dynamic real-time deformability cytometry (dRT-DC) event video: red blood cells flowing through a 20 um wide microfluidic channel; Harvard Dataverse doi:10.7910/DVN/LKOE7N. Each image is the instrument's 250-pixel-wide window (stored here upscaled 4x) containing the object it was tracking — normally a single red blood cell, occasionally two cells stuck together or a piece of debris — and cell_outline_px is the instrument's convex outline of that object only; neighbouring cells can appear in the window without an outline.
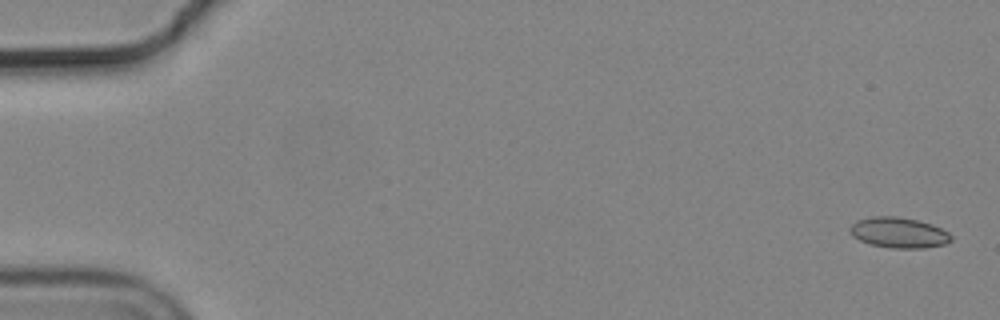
{"species": "common noctule bat (a hibernating species)", "species_latin": "Nyctalus noctula", "temperature_condition": "cold", "stored_images_in_passage": 56, "camera_frame_rate_fps": 3000, "um_per_image_px": 0.085, "animal": {"sex": "male", "body_mass_g": 19.2, "forearm_length_mm": 51.8}, "frame": {"image": 1, "passage_image": 2, "time_ms": 0.333, "image_size_px": [1000, 320], "cell_outline_px": [[952, 240], [944, 244], [924, 248], [892, 248], [872, 244], [860, 240], [852, 236], [848, 228], [856, 220], [872, 216], [896, 216], [916, 220], [932, 224], [948, 232], [952, 236]], "centroid_in_image_um": [76.38, 19.77], "position_along_channel_um": 8.6, "area_um2": 17.98}}
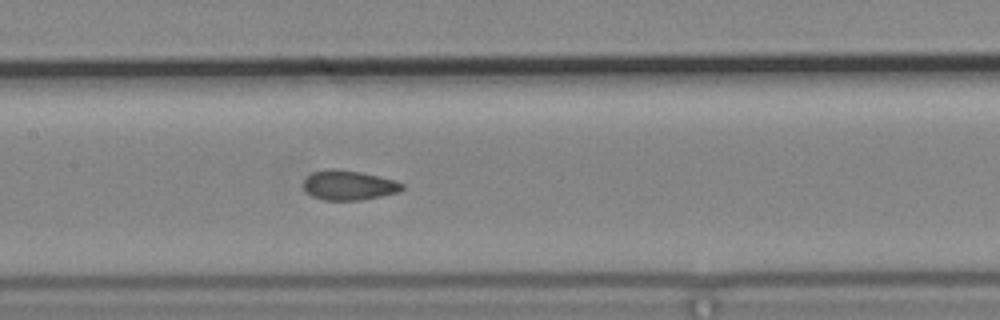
{"frame": {"image": 2, "passage_image": 28, "time_ms": 9.0, "image_size_px": [1000, 320], "cell_outline_px": [[404, 188], [400, 192], [360, 200], [324, 200], [312, 196], [304, 188], [304, 180], [312, 172], [328, 168], [336, 168], [360, 172], [396, 180], [404, 184]], "centroid_in_image_um": [29.66, 15.73], "position_along_channel_um": 177.7, "area_um2": 17.11}}
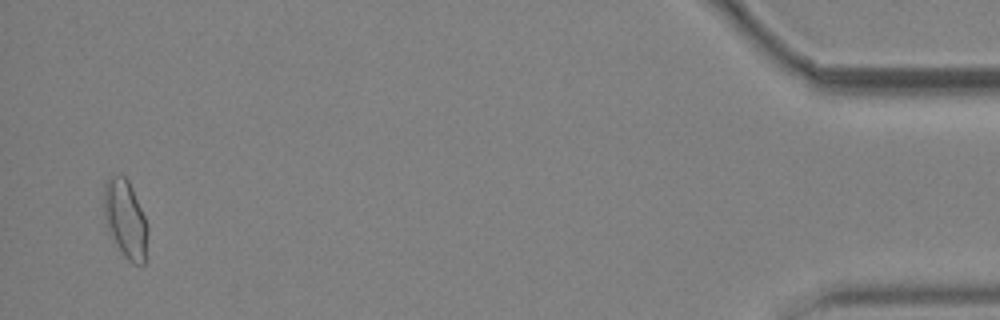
{"frame": {"image": 3, "passage_image": 55, "time_ms": 18.0, "image_size_px": [1000, 320], "cell_outline_px": [[148, 232], [144, 264], [132, 264], [124, 256], [108, 232], [104, 212], [104, 184], [108, 176], [124, 176], [128, 180], [132, 188], [148, 224]], "centroid_in_image_um": [10.66, 18.63], "position_along_channel_um": 424.5, "area_um2": 19.88}, "authors_computed_cell_mechanics": {"area_um2": 17.4556, "velocity_mm_per_s": 3.6834, "shape_relaxation_time_tau1_ms": null, "shape_relaxation_time_tau2_ms": 1.4558, "deformation_change_tau1": null, "deformation_change_tau2": 0.0552}}